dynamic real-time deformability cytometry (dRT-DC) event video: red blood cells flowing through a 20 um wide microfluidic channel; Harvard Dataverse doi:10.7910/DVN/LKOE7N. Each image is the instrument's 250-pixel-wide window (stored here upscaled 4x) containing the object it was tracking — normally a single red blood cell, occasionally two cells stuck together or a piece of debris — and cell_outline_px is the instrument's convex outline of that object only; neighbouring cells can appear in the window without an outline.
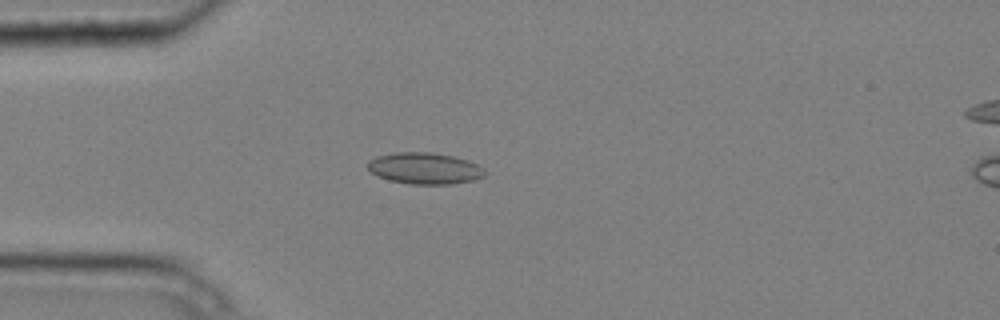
{"species": "common noctule bat (a hibernating species)", "species_latin": "Nyctalus noctula", "temperature_condition": "cold", "stored_images_in_passage": 4, "camera_frame_rate_fps": 3000, "um_per_image_px": 0.085, "animal": {"sex": "male", "body_mass_g": 20.4}, "frame": {"image": 1, "passage_image": 4, "time_ms": 1.0, "image_size_px": [1000, 320], "cell_outline_px": [[484, 176], [472, 180], [452, 184], [408, 184], [388, 180], [372, 172], [368, 168], [368, 160], [376, 156], [396, 152], [432, 152], [452, 156], [468, 160], [484, 168]], "centroid_in_image_um": [36.08, 14.3], "position_along_channel_um": 48.9, "area_um2": 21.39}}